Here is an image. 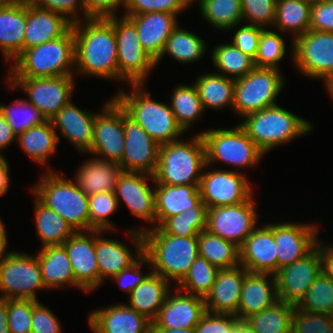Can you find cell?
Masks as SVG:
<instances>
[{
	"label": "cell",
	"instance_id": "obj_1",
	"mask_svg": "<svg viewBox=\"0 0 333 333\" xmlns=\"http://www.w3.org/2000/svg\"><path fill=\"white\" fill-rule=\"evenodd\" d=\"M76 75L118 81L117 42L113 16L72 24Z\"/></svg>",
	"mask_w": 333,
	"mask_h": 333
},
{
	"label": "cell",
	"instance_id": "obj_2",
	"mask_svg": "<svg viewBox=\"0 0 333 333\" xmlns=\"http://www.w3.org/2000/svg\"><path fill=\"white\" fill-rule=\"evenodd\" d=\"M143 234V253L152 271L176 286L199 256L198 236L182 237L163 233L158 227Z\"/></svg>",
	"mask_w": 333,
	"mask_h": 333
},
{
	"label": "cell",
	"instance_id": "obj_3",
	"mask_svg": "<svg viewBox=\"0 0 333 333\" xmlns=\"http://www.w3.org/2000/svg\"><path fill=\"white\" fill-rule=\"evenodd\" d=\"M61 174L50 166L46 167L45 173L31 187L32 195L46 208L64 218L76 232L90 231L88 196L75 181L67 178L63 172Z\"/></svg>",
	"mask_w": 333,
	"mask_h": 333
},
{
	"label": "cell",
	"instance_id": "obj_4",
	"mask_svg": "<svg viewBox=\"0 0 333 333\" xmlns=\"http://www.w3.org/2000/svg\"><path fill=\"white\" fill-rule=\"evenodd\" d=\"M74 33L24 49L11 63L7 78H42L74 75Z\"/></svg>",
	"mask_w": 333,
	"mask_h": 333
},
{
	"label": "cell",
	"instance_id": "obj_5",
	"mask_svg": "<svg viewBox=\"0 0 333 333\" xmlns=\"http://www.w3.org/2000/svg\"><path fill=\"white\" fill-rule=\"evenodd\" d=\"M131 91L119 89L113 98L159 145L177 141L184 135L170 105L152 98L145 83L130 84ZM180 136V137H179Z\"/></svg>",
	"mask_w": 333,
	"mask_h": 333
},
{
	"label": "cell",
	"instance_id": "obj_6",
	"mask_svg": "<svg viewBox=\"0 0 333 333\" xmlns=\"http://www.w3.org/2000/svg\"><path fill=\"white\" fill-rule=\"evenodd\" d=\"M183 139V140H182ZM159 147L155 184L199 185L206 165L205 143L200 133Z\"/></svg>",
	"mask_w": 333,
	"mask_h": 333
},
{
	"label": "cell",
	"instance_id": "obj_7",
	"mask_svg": "<svg viewBox=\"0 0 333 333\" xmlns=\"http://www.w3.org/2000/svg\"><path fill=\"white\" fill-rule=\"evenodd\" d=\"M240 120L239 125L264 154L313 131L311 121L278 104L249 113Z\"/></svg>",
	"mask_w": 333,
	"mask_h": 333
},
{
	"label": "cell",
	"instance_id": "obj_8",
	"mask_svg": "<svg viewBox=\"0 0 333 333\" xmlns=\"http://www.w3.org/2000/svg\"><path fill=\"white\" fill-rule=\"evenodd\" d=\"M200 134L204 139L206 164L209 167L221 162L235 167L239 172L240 169L257 167L265 156L239 124L226 129H205Z\"/></svg>",
	"mask_w": 333,
	"mask_h": 333
},
{
	"label": "cell",
	"instance_id": "obj_9",
	"mask_svg": "<svg viewBox=\"0 0 333 333\" xmlns=\"http://www.w3.org/2000/svg\"><path fill=\"white\" fill-rule=\"evenodd\" d=\"M281 71L276 68L255 67L244 77L235 79L231 112L243 118L249 113L278 104L277 96L285 88V77Z\"/></svg>",
	"mask_w": 333,
	"mask_h": 333
},
{
	"label": "cell",
	"instance_id": "obj_10",
	"mask_svg": "<svg viewBox=\"0 0 333 333\" xmlns=\"http://www.w3.org/2000/svg\"><path fill=\"white\" fill-rule=\"evenodd\" d=\"M120 16H113L118 82L128 85L146 84L151 71L156 67L155 60L143 49L135 25L126 16Z\"/></svg>",
	"mask_w": 333,
	"mask_h": 333
},
{
	"label": "cell",
	"instance_id": "obj_11",
	"mask_svg": "<svg viewBox=\"0 0 333 333\" xmlns=\"http://www.w3.org/2000/svg\"><path fill=\"white\" fill-rule=\"evenodd\" d=\"M37 255L12 251L0 262V298L39 301L45 290Z\"/></svg>",
	"mask_w": 333,
	"mask_h": 333
},
{
	"label": "cell",
	"instance_id": "obj_12",
	"mask_svg": "<svg viewBox=\"0 0 333 333\" xmlns=\"http://www.w3.org/2000/svg\"><path fill=\"white\" fill-rule=\"evenodd\" d=\"M290 53L294 70L303 76L324 84L333 76V32L309 29L292 41Z\"/></svg>",
	"mask_w": 333,
	"mask_h": 333
},
{
	"label": "cell",
	"instance_id": "obj_13",
	"mask_svg": "<svg viewBox=\"0 0 333 333\" xmlns=\"http://www.w3.org/2000/svg\"><path fill=\"white\" fill-rule=\"evenodd\" d=\"M74 75L42 78H7V87L21 90L26 100L34 105L47 120H50L73 98L75 88Z\"/></svg>",
	"mask_w": 333,
	"mask_h": 333
},
{
	"label": "cell",
	"instance_id": "obj_14",
	"mask_svg": "<svg viewBox=\"0 0 333 333\" xmlns=\"http://www.w3.org/2000/svg\"><path fill=\"white\" fill-rule=\"evenodd\" d=\"M204 169L199 192L207 208L235 205L254 195V187L245 173L217 168L207 171L210 169L207 164Z\"/></svg>",
	"mask_w": 333,
	"mask_h": 333
},
{
	"label": "cell",
	"instance_id": "obj_15",
	"mask_svg": "<svg viewBox=\"0 0 333 333\" xmlns=\"http://www.w3.org/2000/svg\"><path fill=\"white\" fill-rule=\"evenodd\" d=\"M253 197L235 205L208 208L206 230L240 248L258 226V211Z\"/></svg>",
	"mask_w": 333,
	"mask_h": 333
},
{
	"label": "cell",
	"instance_id": "obj_16",
	"mask_svg": "<svg viewBox=\"0 0 333 333\" xmlns=\"http://www.w3.org/2000/svg\"><path fill=\"white\" fill-rule=\"evenodd\" d=\"M97 112L91 149L87 154L120 163L125 143L123 108L111 96Z\"/></svg>",
	"mask_w": 333,
	"mask_h": 333
},
{
	"label": "cell",
	"instance_id": "obj_17",
	"mask_svg": "<svg viewBox=\"0 0 333 333\" xmlns=\"http://www.w3.org/2000/svg\"><path fill=\"white\" fill-rule=\"evenodd\" d=\"M129 227L127 229L134 248L133 251L118 239L103 238L107 231L95 230V254L99 270V287L106 279L120 273L132 265L143 254V229L142 227Z\"/></svg>",
	"mask_w": 333,
	"mask_h": 333
},
{
	"label": "cell",
	"instance_id": "obj_18",
	"mask_svg": "<svg viewBox=\"0 0 333 333\" xmlns=\"http://www.w3.org/2000/svg\"><path fill=\"white\" fill-rule=\"evenodd\" d=\"M321 272V258L315 246L303 258L276 272L274 276L278 299L297 306Z\"/></svg>",
	"mask_w": 333,
	"mask_h": 333
},
{
	"label": "cell",
	"instance_id": "obj_19",
	"mask_svg": "<svg viewBox=\"0 0 333 333\" xmlns=\"http://www.w3.org/2000/svg\"><path fill=\"white\" fill-rule=\"evenodd\" d=\"M150 180L155 183L153 175L123 171L115 189L118 203L122 200L132 215L152 226L143 232L156 227L155 187L149 185Z\"/></svg>",
	"mask_w": 333,
	"mask_h": 333
},
{
	"label": "cell",
	"instance_id": "obj_20",
	"mask_svg": "<svg viewBox=\"0 0 333 333\" xmlns=\"http://www.w3.org/2000/svg\"><path fill=\"white\" fill-rule=\"evenodd\" d=\"M125 143L122 160L123 171L154 175L160 145L123 109Z\"/></svg>",
	"mask_w": 333,
	"mask_h": 333
},
{
	"label": "cell",
	"instance_id": "obj_21",
	"mask_svg": "<svg viewBox=\"0 0 333 333\" xmlns=\"http://www.w3.org/2000/svg\"><path fill=\"white\" fill-rule=\"evenodd\" d=\"M319 229L314 222L313 224L293 221L273 223L278 270L307 255L315 247Z\"/></svg>",
	"mask_w": 333,
	"mask_h": 333
},
{
	"label": "cell",
	"instance_id": "obj_22",
	"mask_svg": "<svg viewBox=\"0 0 333 333\" xmlns=\"http://www.w3.org/2000/svg\"><path fill=\"white\" fill-rule=\"evenodd\" d=\"M62 246L70 260L75 282L91 292L99 288V270L95 254V230L77 231Z\"/></svg>",
	"mask_w": 333,
	"mask_h": 333
},
{
	"label": "cell",
	"instance_id": "obj_23",
	"mask_svg": "<svg viewBox=\"0 0 333 333\" xmlns=\"http://www.w3.org/2000/svg\"><path fill=\"white\" fill-rule=\"evenodd\" d=\"M173 290L167 295L151 328L194 329L206 312L204 298L177 288Z\"/></svg>",
	"mask_w": 333,
	"mask_h": 333
},
{
	"label": "cell",
	"instance_id": "obj_24",
	"mask_svg": "<svg viewBox=\"0 0 333 333\" xmlns=\"http://www.w3.org/2000/svg\"><path fill=\"white\" fill-rule=\"evenodd\" d=\"M239 252L240 264L248 272L275 275L278 271V258L273 223L258 224L239 248Z\"/></svg>",
	"mask_w": 333,
	"mask_h": 333
},
{
	"label": "cell",
	"instance_id": "obj_25",
	"mask_svg": "<svg viewBox=\"0 0 333 333\" xmlns=\"http://www.w3.org/2000/svg\"><path fill=\"white\" fill-rule=\"evenodd\" d=\"M102 308V309H101ZM94 309L88 325L94 333H149L152 321L127 303H115Z\"/></svg>",
	"mask_w": 333,
	"mask_h": 333
},
{
	"label": "cell",
	"instance_id": "obj_26",
	"mask_svg": "<svg viewBox=\"0 0 333 333\" xmlns=\"http://www.w3.org/2000/svg\"><path fill=\"white\" fill-rule=\"evenodd\" d=\"M96 114L97 112L79 108L71 100L50 120L59 141L61 140L59 134H62L78 152L87 154L92 145Z\"/></svg>",
	"mask_w": 333,
	"mask_h": 333
},
{
	"label": "cell",
	"instance_id": "obj_27",
	"mask_svg": "<svg viewBox=\"0 0 333 333\" xmlns=\"http://www.w3.org/2000/svg\"><path fill=\"white\" fill-rule=\"evenodd\" d=\"M248 271L241 265L220 269L210 292L204 298L205 309L210 313H238L244 277Z\"/></svg>",
	"mask_w": 333,
	"mask_h": 333
},
{
	"label": "cell",
	"instance_id": "obj_28",
	"mask_svg": "<svg viewBox=\"0 0 333 333\" xmlns=\"http://www.w3.org/2000/svg\"><path fill=\"white\" fill-rule=\"evenodd\" d=\"M126 16L136 27L143 49L156 61L172 31L179 25L177 14L150 12Z\"/></svg>",
	"mask_w": 333,
	"mask_h": 333
},
{
	"label": "cell",
	"instance_id": "obj_29",
	"mask_svg": "<svg viewBox=\"0 0 333 333\" xmlns=\"http://www.w3.org/2000/svg\"><path fill=\"white\" fill-rule=\"evenodd\" d=\"M27 3H0V51L5 64L24 50Z\"/></svg>",
	"mask_w": 333,
	"mask_h": 333
},
{
	"label": "cell",
	"instance_id": "obj_30",
	"mask_svg": "<svg viewBox=\"0 0 333 333\" xmlns=\"http://www.w3.org/2000/svg\"><path fill=\"white\" fill-rule=\"evenodd\" d=\"M72 22L60 13L27 3V22L24 49H28L65 35Z\"/></svg>",
	"mask_w": 333,
	"mask_h": 333
},
{
	"label": "cell",
	"instance_id": "obj_31",
	"mask_svg": "<svg viewBox=\"0 0 333 333\" xmlns=\"http://www.w3.org/2000/svg\"><path fill=\"white\" fill-rule=\"evenodd\" d=\"M278 300L274 275L248 272L244 277L236 316L246 320L252 314L262 312Z\"/></svg>",
	"mask_w": 333,
	"mask_h": 333
},
{
	"label": "cell",
	"instance_id": "obj_32",
	"mask_svg": "<svg viewBox=\"0 0 333 333\" xmlns=\"http://www.w3.org/2000/svg\"><path fill=\"white\" fill-rule=\"evenodd\" d=\"M122 172L119 163L94 156L80 165L72 180L89 197L97 193L115 192L118 177Z\"/></svg>",
	"mask_w": 333,
	"mask_h": 333
},
{
	"label": "cell",
	"instance_id": "obj_33",
	"mask_svg": "<svg viewBox=\"0 0 333 333\" xmlns=\"http://www.w3.org/2000/svg\"><path fill=\"white\" fill-rule=\"evenodd\" d=\"M46 289H64L71 286L84 291L74 280L72 266L62 245L46 246L37 254Z\"/></svg>",
	"mask_w": 333,
	"mask_h": 333
},
{
	"label": "cell",
	"instance_id": "obj_34",
	"mask_svg": "<svg viewBox=\"0 0 333 333\" xmlns=\"http://www.w3.org/2000/svg\"><path fill=\"white\" fill-rule=\"evenodd\" d=\"M201 200L199 185L155 184L156 227Z\"/></svg>",
	"mask_w": 333,
	"mask_h": 333
},
{
	"label": "cell",
	"instance_id": "obj_35",
	"mask_svg": "<svg viewBox=\"0 0 333 333\" xmlns=\"http://www.w3.org/2000/svg\"><path fill=\"white\" fill-rule=\"evenodd\" d=\"M173 285L158 274L151 273L128 295V306L153 321Z\"/></svg>",
	"mask_w": 333,
	"mask_h": 333
},
{
	"label": "cell",
	"instance_id": "obj_36",
	"mask_svg": "<svg viewBox=\"0 0 333 333\" xmlns=\"http://www.w3.org/2000/svg\"><path fill=\"white\" fill-rule=\"evenodd\" d=\"M204 111L233 109L235 79L217 72L198 75L193 81Z\"/></svg>",
	"mask_w": 333,
	"mask_h": 333
},
{
	"label": "cell",
	"instance_id": "obj_37",
	"mask_svg": "<svg viewBox=\"0 0 333 333\" xmlns=\"http://www.w3.org/2000/svg\"><path fill=\"white\" fill-rule=\"evenodd\" d=\"M16 141L27 157L44 166L55 154L59 143L51 120L27 129L17 136Z\"/></svg>",
	"mask_w": 333,
	"mask_h": 333
},
{
	"label": "cell",
	"instance_id": "obj_38",
	"mask_svg": "<svg viewBox=\"0 0 333 333\" xmlns=\"http://www.w3.org/2000/svg\"><path fill=\"white\" fill-rule=\"evenodd\" d=\"M311 6L304 0H277L273 28L284 35L291 34V50L292 41L309 30Z\"/></svg>",
	"mask_w": 333,
	"mask_h": 333
},
{
	"label": "cell",
	"instance_id": "obj_39",
	"mask_svg": "<svg viewBox=\"0 0 333 333\" xmlns=\"http://www.w3.org/2000/svg\"><path fill=\"white\" fill-rule=\"evenodd\" d=\"M180 27L179 24L168 37L160 57L155 61L156 67L166 55L179 63L193 64L200 61L208 51L205 40L184 27Z\"/></svg>",
	"mask_w": 333,
	"mask_h": 333
},
{
	"label": "cell",
	"instance_id": "obj_40",
	"mask_svg": "<svg viewBox=\"0 0 333 333\" xmlns=\"http://www.w3.org/2000/svg\"><path fill=\"white\" fill-rule=\"evenodd\" d=\"M34 222L41 248L62 245L76 231L55 211L46 208L36 198L34 203Z\"/></svg>",
	"mask_w": 333,
	"mask_h": 333
},
{
	"label": "cell",
	"instance_id": "obj_41",
	"mask_svg": "<svg viewBox=\"0 0 333 333\" xmlns=\"http://www.w3.org/2000/svg\"><path fill=\"white\" fill-rule=\"evenodd\" d=\"M172 91L170 107L178 126L188 133L194 122L202 119L205 113L195 85L177 84ZM204 112V113H203Z\"/></svg>",
	"mask_w": 333,
	"mask_h": 333
},
{
	"label": "cell",
	"instance_id": "obj_42",
	"mask_svg": "<svg viewBox=\"0 0 333 333\" xmlns=\"http://www.w3.org/2000/svg\"><path fill=\"white\" fill-rule=\"evenodd\" d=\"M199 256L219 269L232 268L240 264L239 247L207 230L198 234Z\"/></svg>",
	"mask_w": 333,
	"mask_h": 333
},
{
	"label": "cell",
	"instance_id": "obj_43",
	"mask_svg": "<svg viewBox=\"0 0 333 333\" xmlns=\"http://www.w3.org/2000/svg\"><path fill=\"white\" fill-rule=\"evenodd\" d=\"M198 5L206 23L220 32L243 23L241 0H202Z\"/></svg>",
	"mask_w": 333,
	"mask_h": 333
},
{
	"label": "cell",
	"instance_id": "obj_44",
	"mask_svg": "<svg viewBox=\"0 0 333 333\" xmlns=\"http://www.w3.org/2000/svg\"><path fill=\"white\" fill-rule=\"evenodd\" d=\"M210 53L212 64L217 73L226 77L238 79L255 68L254 59L244 54L231 42L216 45Z\"/></svg>",
	"mask_w": 333,
	"mask_h": 333
},
{
	"label": "cell",
	"instance_id": "obj_45",
	"mask_svg": "<svg viewBox=\"0 0 333 333\" xmlns=\"http://www.w3.org/2000/svg\"><path fill=\"white\" fill-rule=\"evenodd\" d=\"M207 205L200 200L195 206L186 209L183 213L166 218L158 228L172 236L193 237L198 236L207 226Z\"/></svg>",
	"mask_w": 333,
	"mask_h": 333
},
{
	"label": "cell",
	"instance_id": "obj_46",
	"mask_svg": "<svg viewBox=\"0 0 333 333\" xmlns=\"http://www.w3.org/2000/svg\"><path fill=\"white\" fill-rule=\"evenodd\" d=\"M294 307L282 300L246 319L256 333H291Z\"/></svg>",
	"mask_w": 333,
	"mask_h": 333
},
{
	"label": "cell",
	"instance_id": "obj_47",
	"mask_svg": "<svg viewBox=\"0 0 333 333\" xmlns=\"http://www.w3.org/2000/svg\"><path fill=\"white\" fill-rule=\"evenodd\" d=\"M220 269L198 256L185 277L174 287L180 291L205 298L210 292Z\"/></svg>",
	"mask_w": 333,
	"mask_h": 333
},
{
	"label": "cell",
	"instance_id": "obj_48",
	"mask_svg": "<svg viewBox=\"0 0 333 333\" xmlns=\"http://www.w3.org/2000/svg\"><path fill=\"white\" fill-rule=\"evenodd\" d=\"M0 111L16 137L27 129L47 121L46 117L25 98H18L10 105L0 103Z\"/></svg>",
	"mask_w": 333,
	"mask_h": 333
},
{
	"label": "cell",
	"instance_id": "obj_49",
	"mask_svg": "<svg viewBox=\"0 0 333 333\" xmlns=\"http://www.w3.org/2000/svg\"><path fill=\"white\" fill-rule=\"evenodd\" d=\"M297 307L333 316V280L321 272Z\"/></svg>",
	"mask_w": 333,
	"mask_h": 333
},
{
	"label": "cell",
	"instance_id": "obj_50",
	"mask_svg": "<svg viewBox=\"0 0 333 333\" xmlns=\"http://www.w3.org/2000/svg\"><path fill=\"white\" fill-rule=\"evenodd\" d=\"M118 200L116 198L115 192H104L97 193L88 197V208H89V218H90V231L99 230L107 231L112 233L117 228L114 226V222L108 218L113 215L117 209Z\"/></svg>",
	"mask_w": 333,
	"mask_h": 333
},
{
	"label": "cell",
	"instance_id": "obj_51",
	"mask_svg": "<svg viewBox=\"0 0 333 333\" xmlns=\"http://www.w3.org/2000/svg\"><path fill=\"white\" fill-rule=\"evenodd\" d=\"M264 29L259 38L257 54L254 58L255 67L280 69L279 64L286 55V43L283 33Z\"/></svg>",
	"mask_w": 333,
	"mask_h": 333
},
{
	"label": "cell",
	"instance_id": "obj_52",
	"mask_svg": "<svg viewBox=\"0 0 333 333\" xmlns=\"http://www.w3.org/2000/svg\"><path fill=\"white\" fill-rule=\"evenodd\" d=\"M277 0H241L243 23L273 29Z\"/></svg>",
	"mask_w": 333,
	"mask_h": 333
},
{
	"label": "cell",
	"instance_id": "obj_53",
	"mask_svg": "<svg viewBox=\"0 0 333 333\" xmlns=\"http://www.w3.org/2000/svg\"><path fill=\"white\" fill-rule=\"evenodd\" d=\"M333 325V316L294 307L291 333H326Z\"/></svg>",
	"mask_w": 333,
	"mask_h": 333
},
{
	"label": "cell",
	"instance_id": "obj_54",
	"mask_svg": "<svg viewBox=\"0 0 333 333\" xmlns=\"http://www.w3.org/2000/svg\"><path fill=\"white\" fill-rule=\"evenodd\" d=\"M187 0H126L122 15H139L150 12L181 14L188 9Z\"/></svg>",
	"mask_w": 333,
	"mask_h": 333
},
{
	"label": "cell",
	"instance_id": "obj_55",
	"mask_svg": "<svg viewBox=\"0 0 333 333\" xmlns=\"http://www.w3.org/2000/svg\"><path fill=\"white\" fill-rule=\"evenodd\" d=\"M33 300L7 299L8 327L10 333H31Z\"/></svg>",
	"mask_w": 333,
	"mask_h": 333
},
{
	"label": "cell",
	"instance_id": "obj_56",
	"mask_svg": "<svg viewBox=\"0 0 333 333\" xmlns=\"http://www.w3.org/2000/svg\"><path fill=\"white\" fill-rule=\"evenodd\" d=\"M143 265L147 266L150 271L147 273L141 271ZM152 272L151 263L143 253L132 265L123 269L120 273L113 276L109 281H115L124 292L130 294L131 291H133L136 286L143 282Z\"/></svg>",
	"mask_w": 333,
	"mask_h": 333
},
{
	"label": "cell",
	"instance_id": "obj_57",
	"mask_svg": "<svg viewBox=\"0 0 333 333\" xmlns=\"http://www.w3.org/2000/svg\"><path fill=\"white\" fill-rule=\"evenodd\" d=\"M264 29L265 28L260 26L248 25L245 23L243 25L240 24L237 29H235L234 26L228 31L234 30L235 32L231 43L244 54H247L254 59L258 50L259 38Z\"/></svg>",
	"mask_w": 333,
	"mask_h": 333
},
{
	"label": "cell",
	"instance_id": "obj_58",
	"mask_svg": "<svg viewBox=\"0 0 333 333\" xmlns=\"http://www.w3.org/2000/svg\"><path fill=\"white\" fill-rule=\"evenodd\" d=\"M239 318L233 314L205 312L195 326V333H232Z\"/></svg>",
	"mask_w": 333,
	"mask_h": 333
},
{
	"label": "cell",
	"instance_id": "obj_59",
	"mask_svg": "<svg viewBox=\"0 0 333 333\" xmlns=\"http://www.w3.org/2000/svg\"><path fill=\"white\" fill-rule=\"evenodd\" d=\"M32 3L39 8L60 13L72 23L85 19L84 0H32Z\"/></svg>",
	"mask_w": 333,
	"mask_h": 333
},
{
	"label": "cell",
	"instance_id": "obj_60",
	"mask_svg": "<svg viewBox=\"0 0 333 333\" xmlns=\"http://www.w3.org/2000/svg\"><path fill=\"white\" fill-rule=\"evenodd\" d=\"M31 333H61V324L52 310L40 301L33 300Z\"/></svg>",
	"mask_w": 333,
	"mask_h": 333
},
{
	"label": "cell",
	"instance_id": "obj_61",
	"mask_svg": "<svg viewBox=\"0 0 333 333\" xmlns=\"http://www.w3.org/2000/svg\"><path fill=\"white\" fill-rule=\"evenodd\" d=\"M310 15V30L333 32V0L313 2Z\"/></svg>",
	"mask_w": 333,
	"mask_h": 333
},
{
	"label": "cell",
	"instance_id": "obj_62",
	"mask_svg": "<svg viewBox=\"0 0 333 333\" xmlns=\"http://www.w3.org/2000/svg\"><path fill=\"white\" fill-rule=\"evenodd\" d=\"M126 0H84L85 19L116 16L124 8Z\"/></svg>",
	"mask_w": 333,
	"mask_h": 333
},
{
	"label": "cell",
	"instance_id": "obj_63",
	"mask_svg": "<svg viewBox=\"0 0 333 333\" xmlns=\"http://www.w3.org/2000/svg\"><path fill=\"white\" fill-rule=\"evenodd\" d=\"M324 242L318 237L315 246L319 250L322 272L333 280V245Z\"/></svg>",
	"mask_w": 333,
	"mask_h": 333
},
{
	"label": "cell",
	"instance_id": "obj_64",
	"mask_svg": "<svg viewBox=\"0 0 333 333\" xmlns=\"http://www.w3.org/2000/svg\"><path fill=\"white\" fill-rule=\"evenodd\" d=\"M16 135L13 133L12 128L9 126L5 116L0 111V155L3 150L10 147L13 142H16Z\"/></svg>",
	"mask_w": 333,
	"mask_h": 333
},
{
	"label": "cell",
	"instance_id": "obj_65",
	"mask_svg": "<svg viewBox=\"0 0 333 333\" xmlns=\"http://www.w3.org/2000/svg\"><path fill=\"white\" fill-rule=\"evenodd\" d=\"M4 154L0 155V198L7 194L10 188V165Z\"/></svg>",
	"mask_w": 333,
	"mask_h": 333
},
{
	"label": "cell",
	"instance_id": "obj_66",
	"mask_svg": "<svg viewBox=\"0 0 333 333\" xmlns=\"http://www.w3.org/2000/svg\"><path fill=\"white\" fill-rule=\"evenodd\" d=\"M8 237L5 229V224L0 217V262L12 251H7Z\"/></svg>",
	"mask_w": 333,
	"mask_h": 333
},
{
	"label": "cell",
	"instance_id": "obj_67",
	"mask_svg": "<svg viewBox=\"0 0 333 333\" xmlns=\"http://www.w3.org/2000/svg\"><path fill=\"white\" fill-rule=\"evenodd\" d=\"M7 320V299L0 298V333H10Z\"/></svg>",
	"mask_w": 333,
	"mask_h": 333
},
{
	"label": "cell",
	"instance_id": "obj_68",
	"mask_svg": "<svg viewBox=\"0 0 333 333\" xmlns=\"http://www.w3.org/2000/svg\"><path fill=\"white\" fill-rule=\"evenodd\" d=\"M232 333H256L246 320L239 319L235 324Z\"/></svg>",
	"mask_w": 333,
	"mask_h": 333
},
{
	"label": "cell",
	"instance_id": "obj_69",
	"mask_svg": "<svg viewBox=\"0 0 333 333\" xmlns=\"http://www.w3.org/2000/svg\"><path fill=\"white\" fill-rule=\"evenodd\" d=\"M153 333H195L194 329L151 328Z\"/></svg>",
	"mask_w": 333,
	"mask_h": 333
},
{
	"label": "cell",
	"instance_id": "obj_70",
	"mask_svg": "<svg viewBox=\"0 0 333 333\" xmlns=\"http://www.w3.org/2000/svg\"><path fill=\"white\" fill-rule=\"evenodd\" d=\"M325 88L327 90V94L330 95L333 100V76L325 83Z\"/></svg>",
	"mask_w": 333,
	"mask_h": 333
},
{
	"label": "cell",
	"instance_id": "obj_71",
	"mask_svg": "<svg viewBox=\"0 0 333 333\" xmlns=\"http://www.w3.org/2000/svg\"><path fill=\"white\" fill-rule=\"evenodd\" d=\"M0 3H32V0H0Z\"/></svg>",
	"mask_w": 333,
	"mask_h": 333
},
{
	"label": "cell",
	"instance_id": "obj_72",
	"mask_svg": "<svg viewBox=\"0 0 333 333\" xmlns=\"http://www.w3.org/2000/svg\"><path fill=\"white\" fill-rule=\"evenodd\" d=\"M201 1H202V0H187L189 6H191V4L194 5L193 3H195V2H197V4H198V3H200Z\"/></svg>",
	"mask_w": 333,
	"mask_h": 333
},
{
	"label": "cell",
	"instance_id": "obj_73",
	"mask_svg": "<svg viewBox=\"0 0 333 333\" xmlns=\"http://www.w3.org/2000/svg\"><path fill=\"white\" fill-rule=\"evenodd\" d=\"M326 333H333V325L331 326V328L329 330H327Z\"/></svg>",
	"mask_w": 333,
	"mask_h": 333
},
{
	"label": "cell",
	"instance_id": "obj_74",
	"mask_svg": "<svg viewBox=\"0 0 333 333\" xmlns=\"http://www.w3.org/2000/svg\"><path fill=\"white\" fill-rule=\"evenodd\" d=\"M304 1H307V2L313 3V2L318 1V0H304Z\"/></svg>",
	"mask_w": 333,
	"mask_h": 333
}]
</instances>
